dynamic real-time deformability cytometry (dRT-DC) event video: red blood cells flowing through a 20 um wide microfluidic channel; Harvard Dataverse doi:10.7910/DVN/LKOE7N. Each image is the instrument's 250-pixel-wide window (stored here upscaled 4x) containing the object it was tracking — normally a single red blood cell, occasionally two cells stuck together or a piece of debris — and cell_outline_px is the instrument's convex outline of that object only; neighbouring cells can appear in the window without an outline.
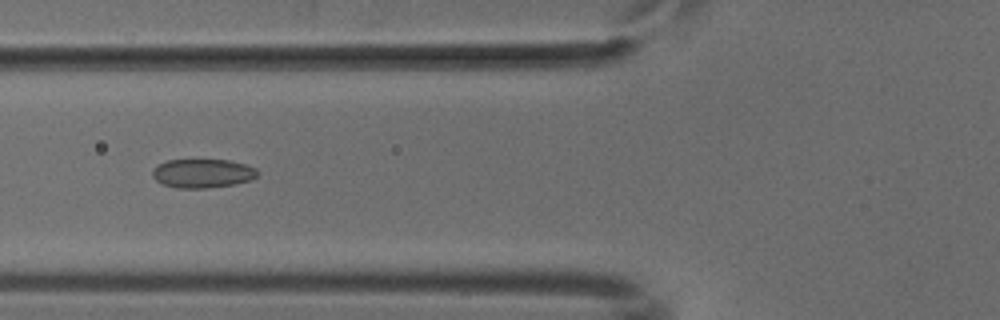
{"species": "common noctule bat (a hibernating species)", "species_latin": "Nyctalus noctula", "temperature_condition": "cold", "stored_images_in_passage": 38, "camera_frame_rate_fps": 3000, "um_per_image_px": 0.085, "animal": {"sex": "male", "body_mass_g": 18.8}, "frame": {"image": 1, "passage_image": 6, "time_ms": 1.667, "image_size_px": [1000, 320], "cell_outline_px": [[260, 172], [252, 180], [232, 184], [204, 188], [180, 188], [164, 184], [156, 180], [152, 176], [152, 172], [160, 164], [168, 160], [228, 160], [244, 164], [256, 168]], "centroid_in_image_um": [17.26, 14.73], "position_along_channel_um": 108.5, "area_um2": 17.4}}
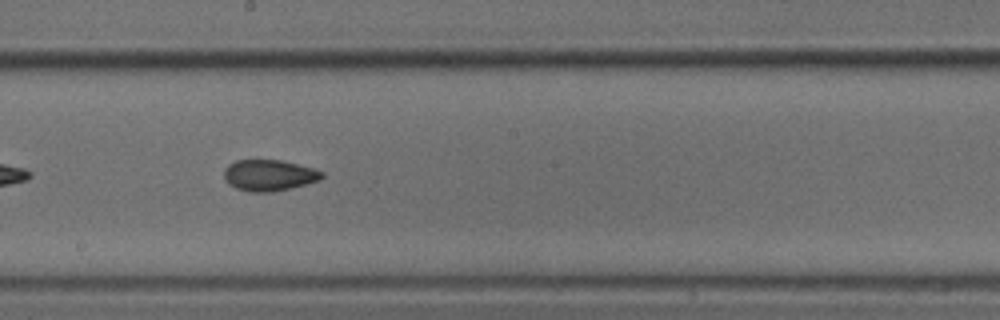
{"frame": {"image": 2, "passage_image": 15, "time_ms": 4.667, "image_size_px": [1000, 320], "cell_outline_px": [[324, 176], [320, 180], [272, 192], [248, 192], [236, 188], [228, 184], [224, 180], [224, 168], [228, 164], [236, 160], [280, 160], [312, 168], [324, 172]], "centroid_in_image_um": [22.82, 14.9], "position_along_channel_um": 225.4, "area_um2": 17.74}}
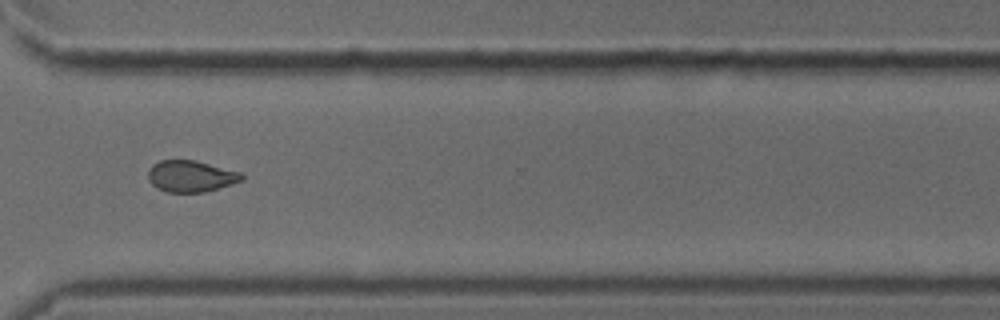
{"frame": {"image": 3, "passage_image": 25, "time_ms": 8.0, "image_size_px": [1000, 320], "cell_outline_px": [[244, 180], [232, 184], [204, 192], [168, 192], [156, 188], [148, 180], [148, 172], [152, 164], [160, 160], [196, 160], [240, 172], [244, 176]], "centroid_in_image_um": [16.21, 14.97], "position_along_channel_um": 354.4, "area_um2": 17.22}}